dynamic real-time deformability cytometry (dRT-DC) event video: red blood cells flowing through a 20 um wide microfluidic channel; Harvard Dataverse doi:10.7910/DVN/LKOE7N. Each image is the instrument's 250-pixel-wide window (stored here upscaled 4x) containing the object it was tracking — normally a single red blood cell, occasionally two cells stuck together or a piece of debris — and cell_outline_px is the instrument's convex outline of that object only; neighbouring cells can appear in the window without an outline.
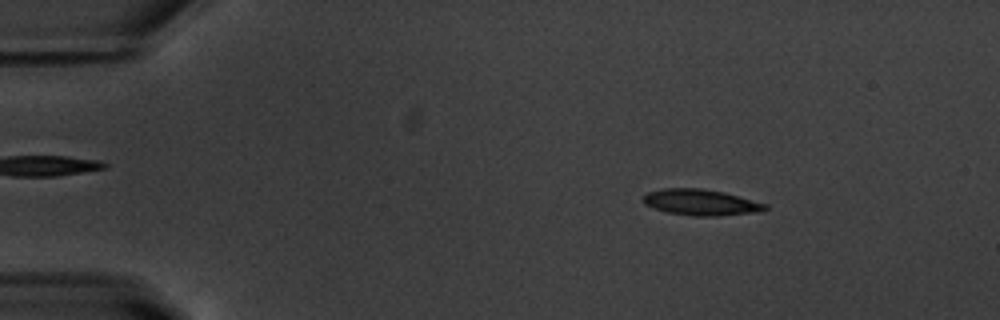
{"species": "common noctule bat (a hibernating species)", "species_latin": "Nyctalus noctula", "temperature_condition": "warm", "stored_images_in_passage": 54, "camera_frame_rate_fps": 3000, "um_per_image_px": 0.085, "animal": {"sex": "male", "body_mass_g": 20.1, "forearm_length_mm": 53.5}, "frame": {"image": 1, "passage_image": 8, "time_ms": 2.333, "image_size_px": [1000, 320], "cell_outline_px": [[768, 208], [752, 212], [720, 216], [692, 216], [668, 212], [644, 204], [644, 196], [648, 192], [664, 188], [700, 188], [724, 192], [768, 204]], "centroid_in_image_um": [59.57, 17.19], "position_along_channel_um": 25.4, "area_um2": 18.26}}
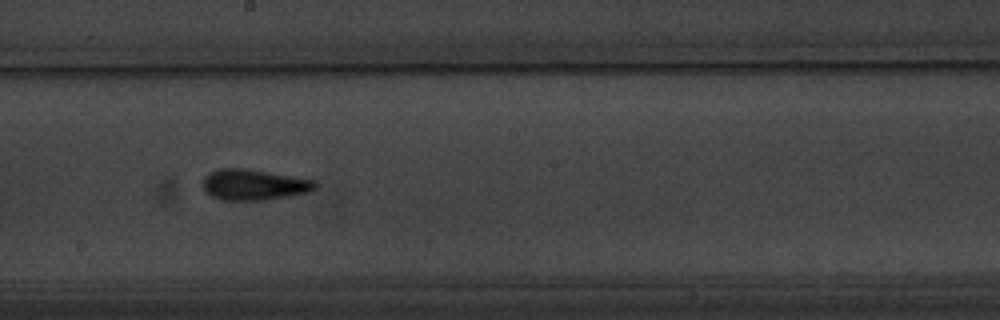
{"frame": {"image": 2, "passage_image": 30, "time_ms": 9.667, "image_size_px": [1000, 320], "cell_outline_px": [[320, 184], [312, 192], [292, 196], [264, 200], [220, 200], [212, 196], [204, 188], [204, 176], [208, 172], [220, 168], [240, 168], [316, 180]], "centroid_in_image_um": [21.64, 15.71], "position_along_channel_um": 226.6, "area_um2": 20.23}}
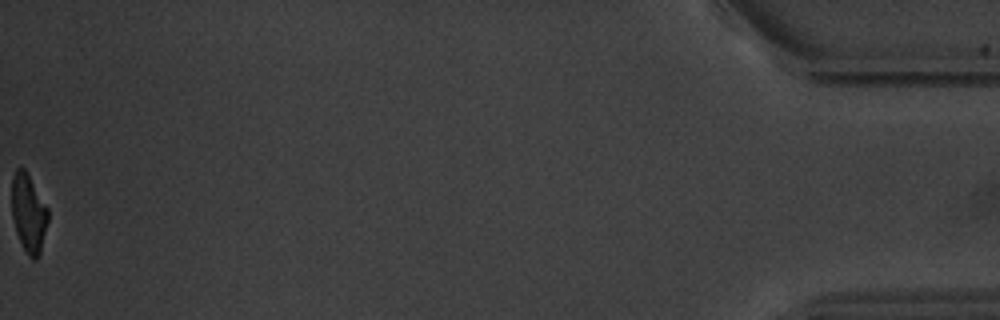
{"frame": {"image": 3, "passage_image": 54, "time_ms": 17.667, "image_size_px": [1000, 320], "cell_outline_px": [[48, 220], [40, 252], [36, 260], [32, 260], [28, 256], [16, 232], [12, 216], [12, 176], [16, 168], [24, 168], [48, 208]], "centroid_in_image_um": [2.42, 18.12], "position_along_channel_um": 432.8, "area_um2": 16.36}, "authors_computed_cell_mechanics": {"area_um2": 18.3804, "velocity_mm_per_s": 3.7668, "shape_relaxation_time_tau1_ms": 5.088, "shape_relaxation_time_tau2_ms": 3.6815, "deformation_change_tau1": 0.1758, "deformation_change_tau2": 0.1328}}